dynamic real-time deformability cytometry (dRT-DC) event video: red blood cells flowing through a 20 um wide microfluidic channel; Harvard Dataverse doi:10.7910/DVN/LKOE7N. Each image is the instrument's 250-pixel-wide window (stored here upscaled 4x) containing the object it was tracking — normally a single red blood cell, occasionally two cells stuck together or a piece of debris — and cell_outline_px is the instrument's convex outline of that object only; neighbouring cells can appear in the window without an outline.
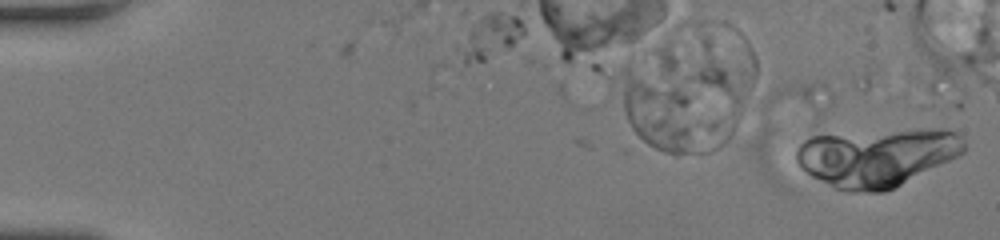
{"species": "human", "species_latin": "Homo sapiens", "temperature_condition": "room temperature", "stored_images_in_passage": 3, "camera_frame_rate_fps": 3000, "um_per_image_px": 0.085, "donor": {"sex": "female"}, "frame": {"image": 1, "passage_image": 1, "time_ms": 0.0, "image_size_px": [1000, 240], "cell_outline_px": [[964, 152], [884, 192], [852, 192], [836, 188], [812, 176], [796, 160], [796, 152], [800, 144], [804, 140], [820, 132], [920, 128], [948, 128], [956, 132], [964, 140]], "centroid_in_image_um": [74.5, 13.28], "position_along_channel_um": 10.5, "area_um2": 57.45}}